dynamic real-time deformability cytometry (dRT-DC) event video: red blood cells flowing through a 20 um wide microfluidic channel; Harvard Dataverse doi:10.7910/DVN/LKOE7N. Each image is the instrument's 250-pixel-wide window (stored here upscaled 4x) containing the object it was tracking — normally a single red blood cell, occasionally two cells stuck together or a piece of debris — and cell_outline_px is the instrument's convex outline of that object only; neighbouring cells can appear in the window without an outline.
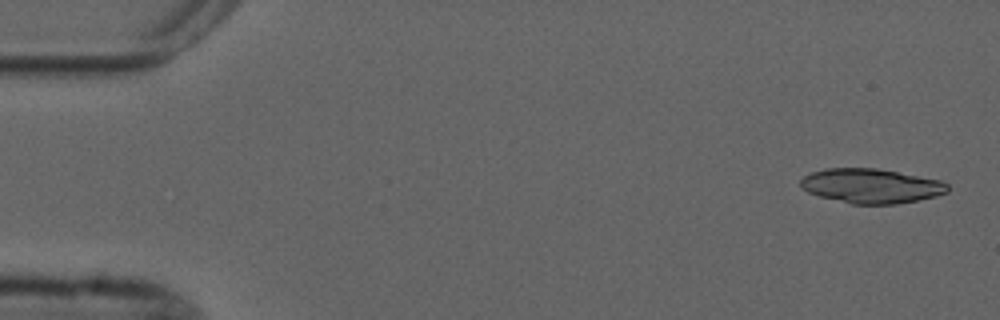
{"species": "common noctule bat (a hibernating species)", "species_latin": "Nyctalus noctula", "temperature_condition": "cold", "stored_images_in_passage": 5, "camera_frame_rate_fps": 3000, "um_per_image_px": 0.085, "animal": {"sex": "male", "forearm_length_mm": 52.5}, "frame": {"image": 1, "passage_image": 1, "time_ms": 0.0, "image_size_px": [1000, 320], "cell_outline_px": [[948, 192], [936, 196], [920, 200], [896, 204], [852, 204], [820, 196], [808, 192], [800, 184], [800, 180], [804, 176], [812, 172], [824, 168], [876, 168], [940, 180], [948, 184]], "centroid_in_image_um": [74.06, 15.8], "position_along_channel_um": 10.9, "area_um2": 29.48}}